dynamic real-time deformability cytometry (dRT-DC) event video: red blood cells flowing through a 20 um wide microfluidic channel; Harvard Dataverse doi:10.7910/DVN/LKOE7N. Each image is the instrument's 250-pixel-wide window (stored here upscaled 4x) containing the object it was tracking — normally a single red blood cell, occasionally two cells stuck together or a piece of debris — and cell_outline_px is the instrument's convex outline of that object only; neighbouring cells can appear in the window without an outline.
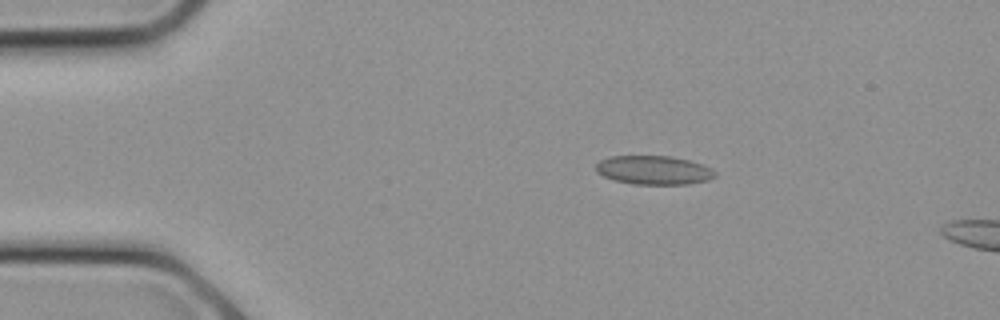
{"species": "common noctule bat (a hibernating species)", "species_latin": "Nyctalus noctula", "temperature_condition": "cold", "stored_images_in_passage": 15, "camera_frame_rate_fps": 3000, "um_per_image_px": 0.085, "animal": {"sex": "female", "body_mass_g": 21.9}, "frame": {"image": 1, "passage_image": 5, "time_ms": 1.333, "image_size_px": [1000, 320], "cell_outline_px": [[716, 176], [704, 180], [684, 184], [636, 184], [616, 180], [604, 176], [596, 172], [596, 164], [600, 160], [612, 156], [668, 156], [688, 160], [700, 164], [708, 168]], "centroid_in_image_um": [55.49, 14.45], "position_along_channel_um": 29.5, "area_um2": 19.42}}
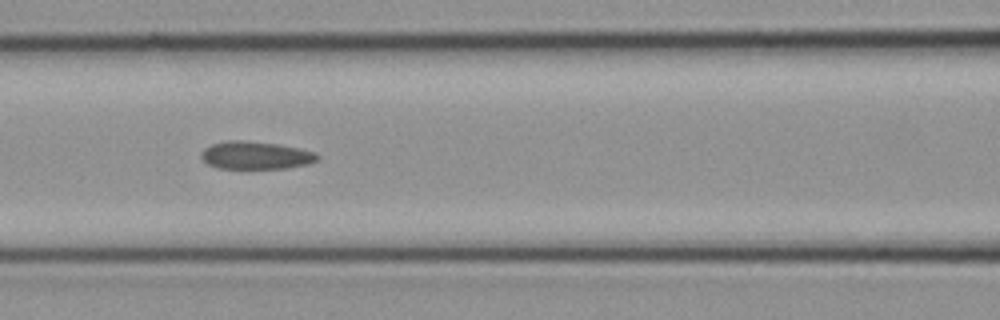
{"frame": {"image": 2, "passage_image": 11, "time_ms": 3.333, "image_size_px": [1000, 320], "cell_outline_px": [[320, 156], [316, 160], [304, 164], [284, 168], [220, 168], [208, 164], [200, 156], [204, 148], [212, 144], [276, 144], [296, 148], [312, 152]], "centroid_in_image_um": [21.74, 13.27], "position_along_channel_um": 144.9, "area_um2": 17.17}}
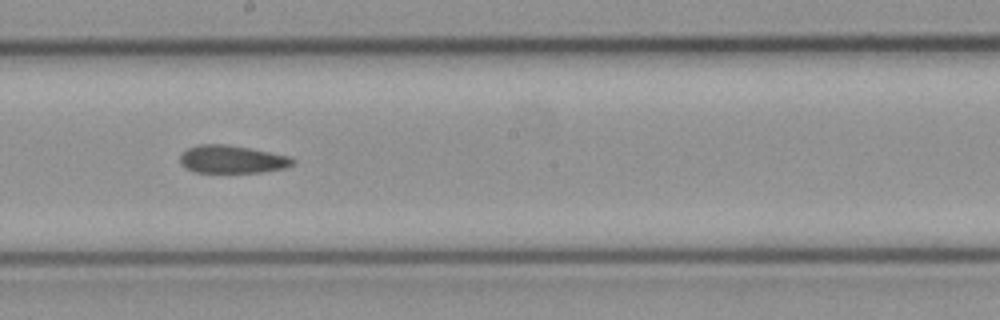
{"frame": {"image": 3, "passage_image": 14, "time_ms": 4.333, "image_size_px": [1000, 320], "cell_outline_px": [[292, 164], [280, 168], [256, 172], [196, 172], [188, 168], [180, 160], [180, 156], [188, 148], [200, 144], [220, 144], [248, 148], [288, 156], [292, 160]], "centroid_in_image_um": [19.66, 13.53], "position_along_channel_um": 228.5, "area_um2": 17.46}}